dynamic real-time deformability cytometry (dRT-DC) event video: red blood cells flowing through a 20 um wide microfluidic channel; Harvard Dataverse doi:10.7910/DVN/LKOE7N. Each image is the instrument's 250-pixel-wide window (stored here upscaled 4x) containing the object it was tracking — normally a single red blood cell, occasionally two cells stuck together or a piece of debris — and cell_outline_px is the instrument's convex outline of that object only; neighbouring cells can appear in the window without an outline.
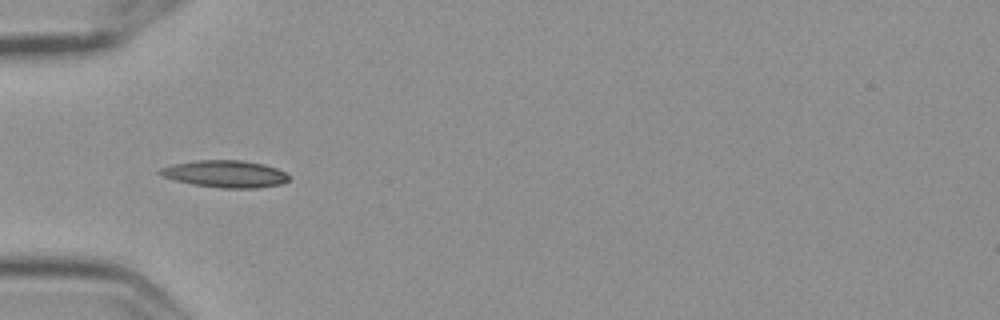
{"species": "Egyptian fruit bat (a non-hibernating species)", "species_latin": "Rousettus aegyptiacus", "temperature_condition": "cold", "stored_images_in_passage": 7, "camera_frame_rate_fps": 3000, "um_per_image_px": 0.085, "frame": {"image": 1, "passage_image": 6, "time_ms": 1.667, "image_size_px": [1000, 320], "cell_outline_px": [[288, 180], [284, 184], [256, 188], [220, 188], [192, 184], [160, 176], [156, 172], [160, 168], [172, 164], [196, 160], [240, 160], [264, 164], [276, 168], [284, 172], [288, 176]], "centroid_in_image_um": [19.11, 14.78], "position_along_channel_um": 65.9, "area_um2": 20.46}}
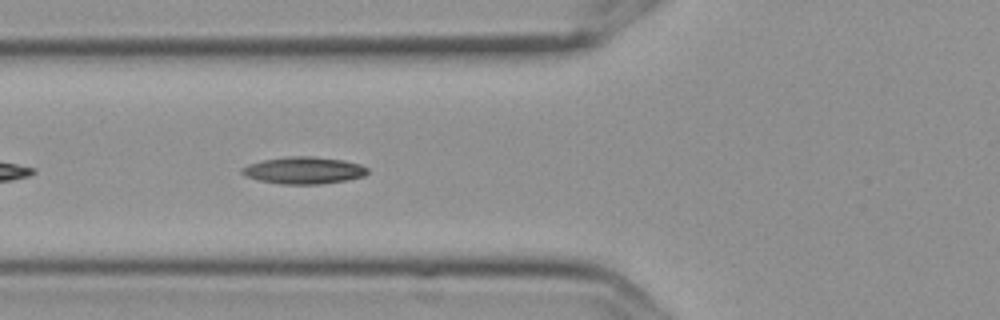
{"frame": {"image": 2, "passage_image": 7, "time_ms": 2.0, "image_size_px": [1000, 320], "cell_outline_px": [[368, 172], [364, 176], [348, 180], [320, 184], [280, 184], [260, 180], [244, 176], [240, 172], [240, 168], [248, 164], [264, 160], [288, 156], [312, 156], [344, 160], [360, 164], [368, 168]], "centroid_in_image_um": [25.82, 14.48], "position_along_channel_um": 100.0, "area_um2": 19.88}}